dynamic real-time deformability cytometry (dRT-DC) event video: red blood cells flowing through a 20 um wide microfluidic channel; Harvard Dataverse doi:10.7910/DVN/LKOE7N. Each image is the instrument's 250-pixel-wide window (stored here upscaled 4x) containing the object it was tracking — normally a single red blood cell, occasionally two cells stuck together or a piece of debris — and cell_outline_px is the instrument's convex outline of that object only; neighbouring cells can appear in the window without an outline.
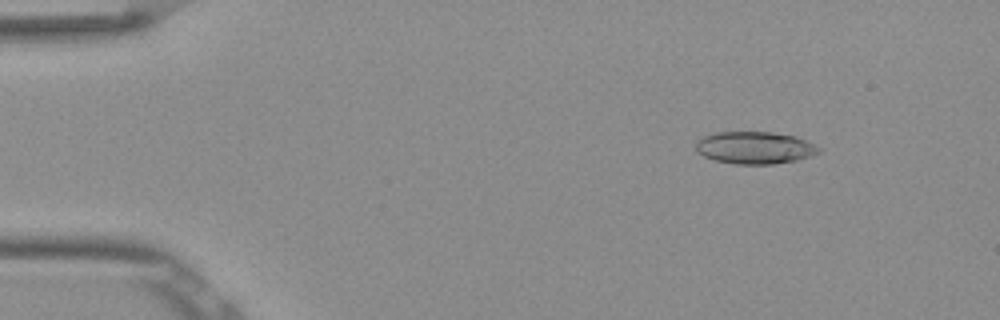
{"species": "Egyptian fruit bat (a non-hibernating species)", "species_latin": "Rousettus aegyptiacus", "temperature_condition": "room temperature", "stored_images_in_passage": 53, "camera_frame_rate_fps": 3000, "um_per_image_px": 0.085, "frame": {"image": 1, "passage_image": 7, "time_ms": 2.0, "image_size_px": [1000, 320], "cell_outline_px": [[820, 152], [812, 156], [796, 160], [772, 164], [736, 164], [712, 160], [696, 152], [696, 140], [704, 136], [716, 132], [772, 132], [796, 136], [820, 148]], "centroid_in_image_um": [64.12, 12.56], "position_along_channel_um": 20.9, "area_um2": 23.18}}
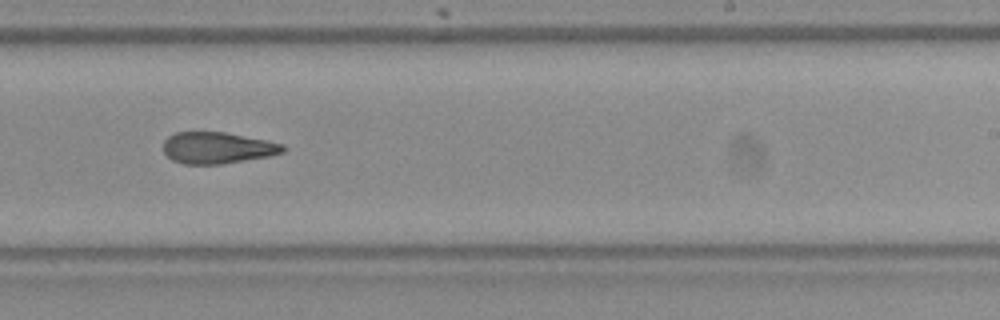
{"frame": {"image": 2, "passage_image": 33, "time_ms": 10.667, "image_size_px": [1000, 320], "cell_outline_px": [[288, 148], [284, 152], [268, 156], [220, 164], [184, 164], [172, 160], [164, 152], [164, 140], [168, 136], [176, 132], [224, 132], [268, 140], [284, 144]], "centroid_in_image_um": [18.5, 12.56], "position_along_channel_um": 270.5, "area_um2": 21.96}}
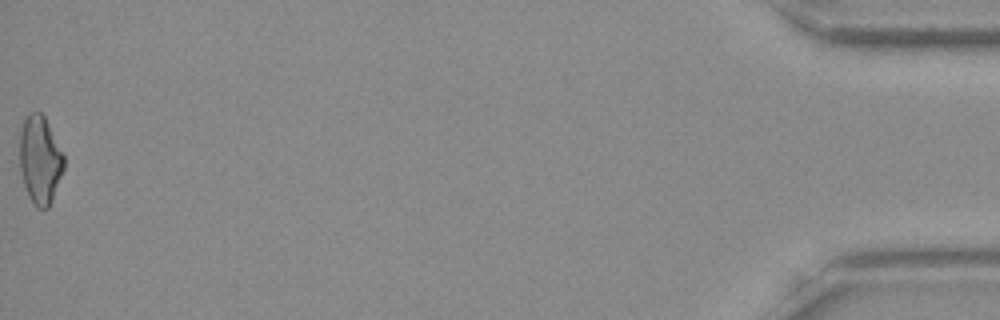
{"frame": {"image": 3, "passage_image": 53, "time_ms": 17.333, "image_size_px": [1000, 320], "cell_outline_px": [[64, 168], [52, 200], [48, 208], [36, 208], [28, 196], [24, 184], [20, 168], [20, 132], [24, 120], [28, 112], [40, 112], [44, 116], [64, 156]], "centroid_in_image_um": [3.39, 13.59], "position_along_channel_um": 431.8, "area_um2": 22.48}, "authors_computed_cell_mechanics": {"area_um2": 23.0044, "velocity_mm_per_s": 3.8887, "shape_relaxation_time_tau1_ms": null, "shape_relaxation_time_tau2_ms": 3.2846, "deformation_change_tau1": null, "deformation_change_tau2": 0.1205}}